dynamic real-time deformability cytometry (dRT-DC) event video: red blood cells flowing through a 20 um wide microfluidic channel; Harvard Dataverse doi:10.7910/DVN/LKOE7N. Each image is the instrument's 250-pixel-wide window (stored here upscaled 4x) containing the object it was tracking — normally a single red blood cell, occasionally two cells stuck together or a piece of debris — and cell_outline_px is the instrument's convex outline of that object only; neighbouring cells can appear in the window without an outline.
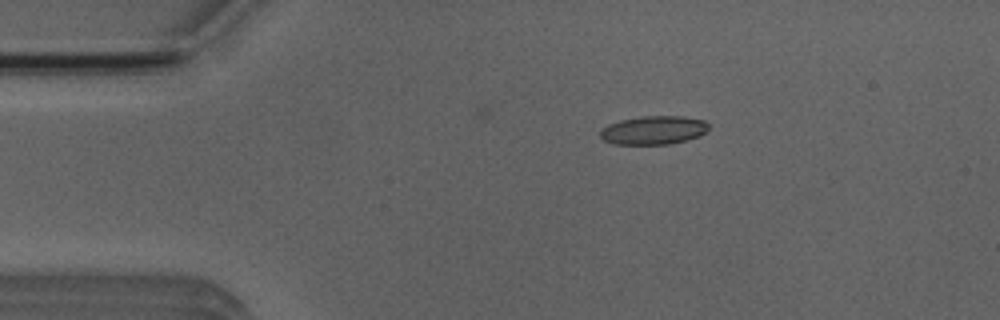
{"species": "Egyptian fruit bat (a non-hibernating species)", "species_latin": "Rousettus aegyptiacus", "temperature_condition": "room temperature", "stored_images_in_passage": 5, "camera_frame_rate_fps": 3000, "um_per_image_px": 0.085, "animal": {"sex": "male"}, "frame": {"image": 1, "passage_image": 3, "time_ms": 2.333, "image_size_px": [1000, 320], "cell_outline_px": [[708, 128], [700, 136], [668, 144], [616, 144], [604, 140], [600, 136], [600, 128], [608, 124], [620, 120], [644, 116], [684, 116], [704, 120], [708, 124]], "centroid_in_image_um": [55.53, 11.05], "position_along_channel_um": 29.5, "area_um2": 17.98}}
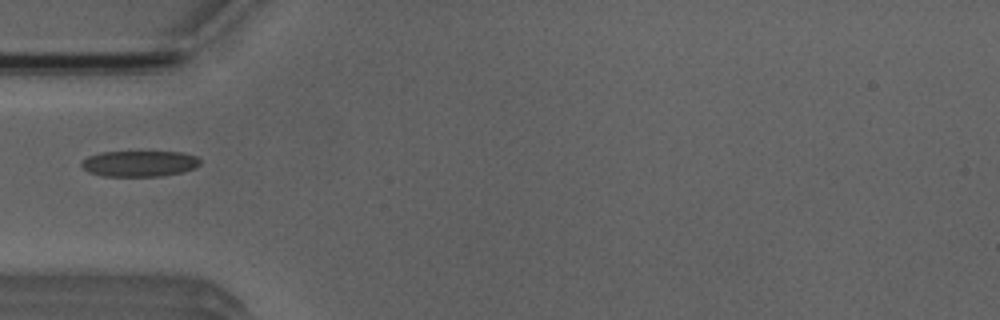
{"frame": {"image": 2, "passage_image": 5, "time_ms": 4.667, "image_size_px": [1000, 320], "cell_outline_px": [[200, 164], [196, 168], [184, 172], [160, 176], [104, 176], [88, 172], [80, 164], [88, 156], [100, 152], [184, 152], [196, 156], [200, 160]], "centroid_in_image_um": [11.88, 13.9], "position_along_channel_um": 73.1, "area_um2": 17.98}}